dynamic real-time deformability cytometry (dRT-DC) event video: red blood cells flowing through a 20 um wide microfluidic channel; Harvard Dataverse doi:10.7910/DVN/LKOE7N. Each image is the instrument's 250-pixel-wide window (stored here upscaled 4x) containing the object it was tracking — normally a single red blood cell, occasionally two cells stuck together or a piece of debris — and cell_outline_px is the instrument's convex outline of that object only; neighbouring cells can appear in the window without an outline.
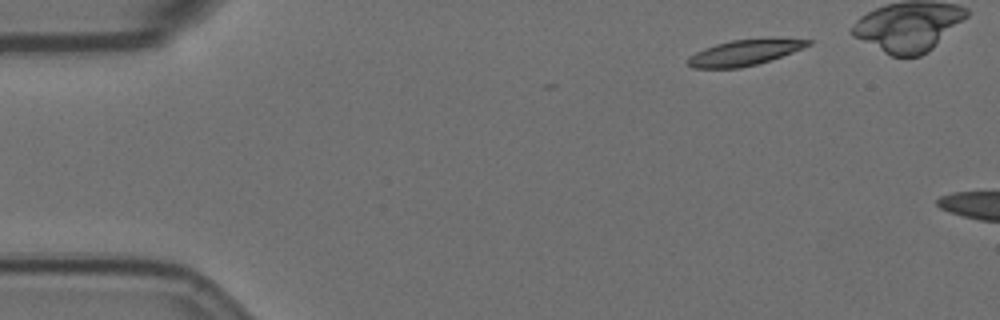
{"species": "Egyptian fruit bat (a non-hibernating species)", "species_latin": "Rousettus aegyptiacus", "temperature_condition": "room temperature", "stored_images_in_passage": 3, "camera_frame_rate_fps": 3000, "um_per_image_px": 0.085, "animal": {"sex": "female"}, "frame": {"image": 1, "passage_image": 1, "time_ms": 0.0, "image_size_px": [1000, 320], "cell_outline_px": [[812, 44], [792, 52], [756, 64], [740, 68], [692, 68], [688, 64], [688, 56], [704, 48], [716, 44], [732, 40], [768, 36], [812, 40]], "centroid_in_image_um": [63.32, 4.43], "position_along_channel_um": 21.7, "area_um2": 18.32}}